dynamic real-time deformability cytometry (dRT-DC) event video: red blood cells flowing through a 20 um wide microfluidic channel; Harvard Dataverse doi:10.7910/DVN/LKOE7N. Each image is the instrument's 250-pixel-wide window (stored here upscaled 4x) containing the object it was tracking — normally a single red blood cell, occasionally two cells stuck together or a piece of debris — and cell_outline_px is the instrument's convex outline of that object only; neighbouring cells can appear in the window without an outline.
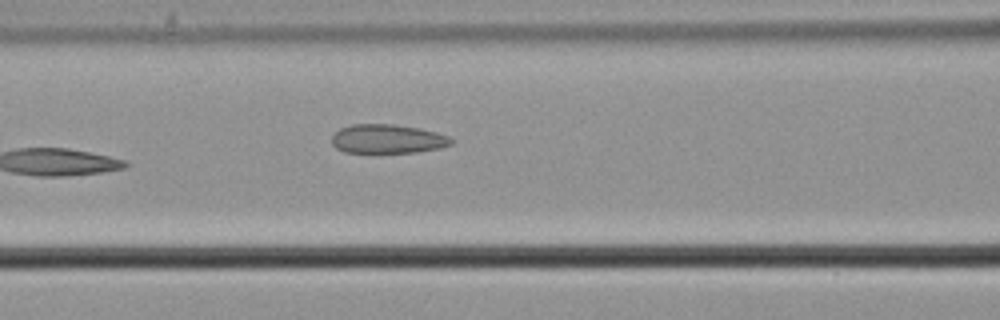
{"species": "common noctule bat (a hibernating species)", "species_latin": "Nyctalus noctula", "temperature_condition": "cold", "stored_images_in_passage": 7, "camera_frame_rate_fps": 3000, "um_per_image_px": 0.085, "animal": {"sex": "male", "body_mass_g": 21.5, "forearm_length_mm": 52.0}, "frame": {"image": 1, "passage_image": 7, "time_ms": 2.0, "image_size_px": [1000, 320], "cell_outline_px": [[452, 144], [440, 148], [416, 152], [344, 152], [336, 148], [332, 144], [332, 136], [340, 128], [352, 124], [392, 124], [420, 128], [436, 132], [448, 136], [452, 140]], "centroid_in_image_um": [32.93, 11.8], "position_along_channel_um": 133.7, "area_um2": 20.11}}